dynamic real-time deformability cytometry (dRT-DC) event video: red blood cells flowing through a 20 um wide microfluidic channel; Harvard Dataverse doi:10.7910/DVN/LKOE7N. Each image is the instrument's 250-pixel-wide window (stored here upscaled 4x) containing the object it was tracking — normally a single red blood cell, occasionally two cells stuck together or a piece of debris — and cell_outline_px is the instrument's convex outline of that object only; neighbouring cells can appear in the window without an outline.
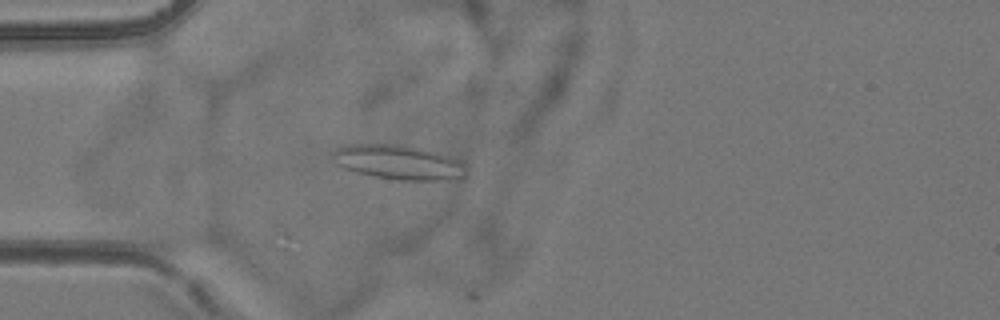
{"species": "common noctule bat (a hibernating species)", "species_latin": "Nyctalus noctula", "temperature_condition": "room temperature", "stored_images_in_passage": 4, "camera_frame_rate_fps": 3000, "um_per_image_px": 0.085, "animal": {"sex": "female", "body_mass_g": 24.6, "forearm_length_mm": 56.2}, "frame": {"image": 1, "passage_image": 4, "time_ms": 3.333, "image_size_px": [1000, 320], "cell_outline_px": [[468, 176], [464, 180], [396, 180], [372, 176], [356, 172], [344, 168], [336, 164], [332, 152], [336, 148], [352, 144], [400, 144], [420, 148], [448, 156], [460, 160], [468, 168]], "centroid_in_image_um": [33.95, 13.81], "position_along_channel_um": 51.0, "area_um2": 27.28}}